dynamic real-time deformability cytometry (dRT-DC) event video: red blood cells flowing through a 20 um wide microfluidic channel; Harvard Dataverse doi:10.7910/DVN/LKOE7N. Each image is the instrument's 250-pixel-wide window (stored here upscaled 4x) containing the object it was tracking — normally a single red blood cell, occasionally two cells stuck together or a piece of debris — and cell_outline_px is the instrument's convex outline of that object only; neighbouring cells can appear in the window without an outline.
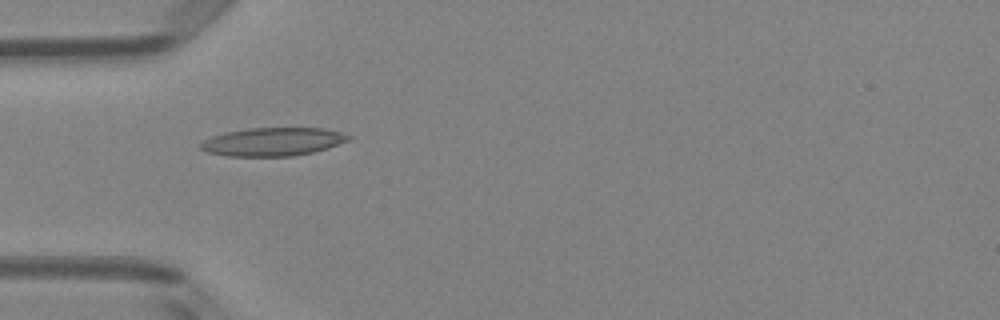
{"species": "Egyptian fruit bat (a non-hibernating species)", "species_latin": "Rousettus aegyptiacus", "temperature_condition": "room temperature", "stored_images_in_passage": 5, "camera_frame_rate_fps": 3000, "um_per_image_px": 0.085, "animal": {"sex": "female"}, "frame": {"image": 1, "passage_image": 2, "time_ms": 0.333, "image_size_px": [1000, 320], "cell_outline_px": [[352, 140], [328, 148], [312, 152], [292, 156], [228, 156], [208, 152], [200, 148], [200, 144], [204, 140], [212, 136], [228, 132], [248, 128], [324, 128], [340, 132], [352, 136]], "centroid_in_image_um": [23.24, 12.05], "position_along_channel_um": 61.8, "area_um2": 24.33}}
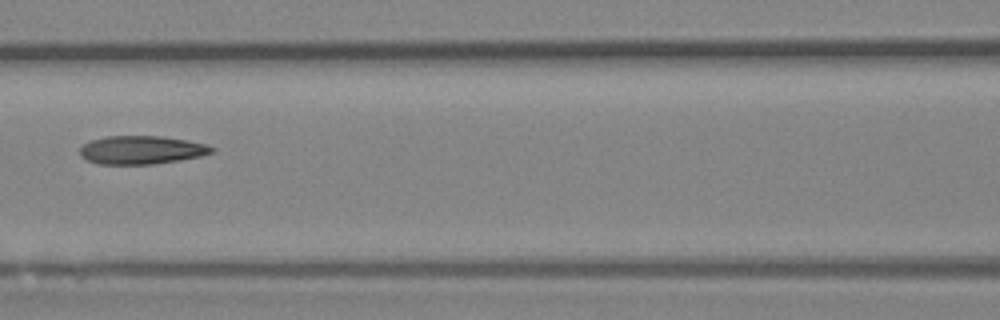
{"frame": {"image": 2, "passage_image": 4, "time_ms": 1.0, "image_size_px": [1000, 320], "cell_outline_px": [[216, 152], [200, 156], [180, 160], [152, 164], [96, 164], [80, 156], [80, 148], [84, 144], [92, 140], [108, 136], [160, 136], [208, 144], [216, 148]], "centroid_in_image_um": [12.06, 12.75], "position_along_channel_um": 154.5, "area_um2": 21.79}}
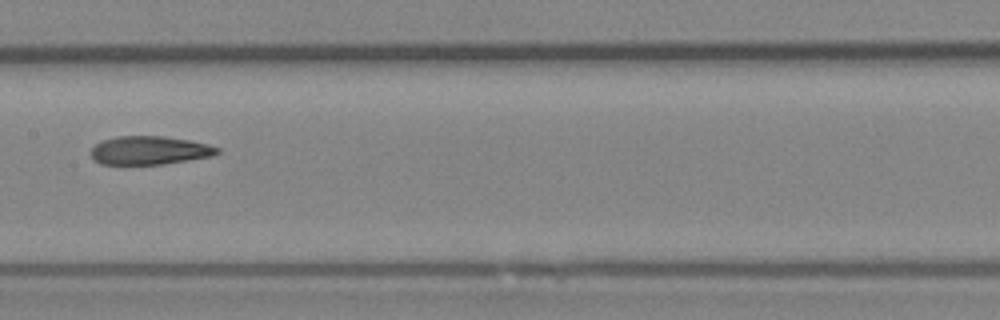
{"frame": {"image": 3, "passage_image": 5, "time_ms": 1.333, "image_size_px": [1000, 320], "cell_outline_px": [[220, 152], [212, 156], [188, 160], [160, 164], [100, 164], [92, 160], [92, 148], [100, 140], [116, 136], [164, 136], [188, 140], [208, 144], [220, 148]], "centroid_in_image_um": [12.69, 12.77], "position_along_channel_um": 194.7, "area_um2": 20.98}}